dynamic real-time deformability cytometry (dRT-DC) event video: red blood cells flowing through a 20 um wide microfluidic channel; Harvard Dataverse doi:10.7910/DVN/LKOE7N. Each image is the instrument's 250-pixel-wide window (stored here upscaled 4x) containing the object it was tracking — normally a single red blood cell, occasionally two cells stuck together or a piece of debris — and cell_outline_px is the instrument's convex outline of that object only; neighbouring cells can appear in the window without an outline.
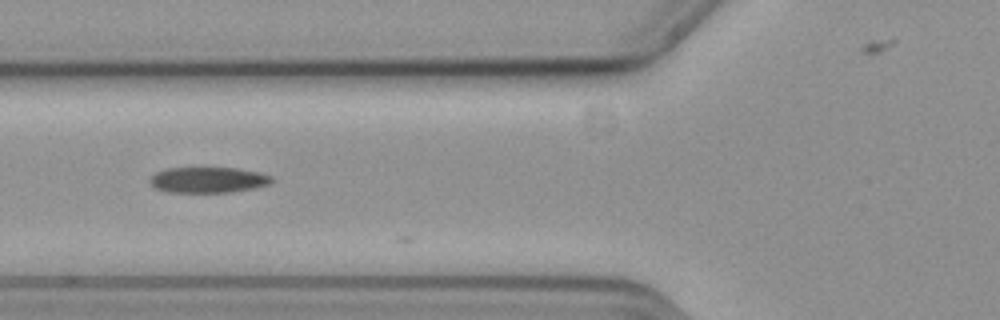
{"species": "common noctule bat (a hibernating species)", "species_latin": "Nyctalus noctula", "temperature_condition": "cold", "stored_images_in_passage": 7, "camera_frame_rate_fps": 3000, "um_per_image_px": 0.085, "animal": {"sex": "female", "body_mass_g": 19.3, "forearm_length_mm": 54.1}, "frame": {"image": 1, "passage_image": 6, "time_ms": 1.667, "image_size_px": [1000, 320], "cell_outline_px": [[276, 180], [268, 184], [256, 188], [232, 192], [164, 192], [156, 188], [148, 180], [156, 172], [168, 168], [236, 168], [260, 172], [272, 176]], "centroid_in_image_um": [17.73, 15.29], "position_along_channel_um": 108.1, "area_um2": 18.38}}